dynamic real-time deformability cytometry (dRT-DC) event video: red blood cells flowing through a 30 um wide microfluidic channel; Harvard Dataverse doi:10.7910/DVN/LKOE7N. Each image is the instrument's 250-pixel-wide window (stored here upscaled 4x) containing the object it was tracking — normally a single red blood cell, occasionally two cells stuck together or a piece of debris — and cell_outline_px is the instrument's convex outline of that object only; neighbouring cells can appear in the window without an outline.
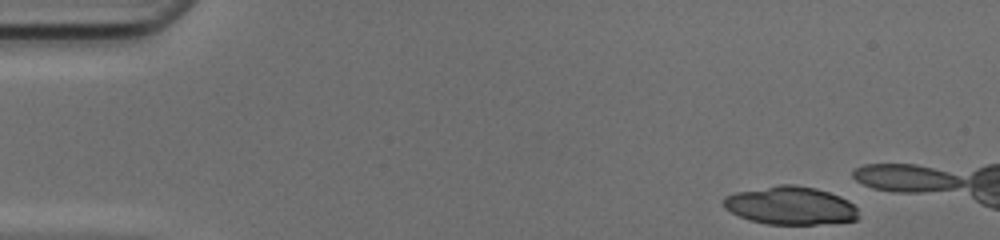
{"species": "common noctule bat (a hibernating species)", "species_latin": "Nyctalus noctula", "temperature_condition": "cold", "stored_images_in_passage": 11, "camera_frame_rate_fps": 3000, "um_per_image_px": 0.085, "animal": {"sex": "female", "body_mass_g": 17.0, "forearm_length_mm": 48.0}, "frame": {"image": 1, "passage_image": 1, "time_ms": 0.0, "image_size_px": [1000, 240], "cell_outline_px": [[860, 216], [856, 220], [816, 224], [768, 224], [748, 220], [724, 208], [720, 200], [724, 196], [736, 192], [780, 184], [792, 184], [816, 188], [840, 196], [848, 200], [856, 208]], "centroid_in_image_um": [67.16, 17.47], "position_along_channel_um": 17.8, "area_um2": 30.06}}